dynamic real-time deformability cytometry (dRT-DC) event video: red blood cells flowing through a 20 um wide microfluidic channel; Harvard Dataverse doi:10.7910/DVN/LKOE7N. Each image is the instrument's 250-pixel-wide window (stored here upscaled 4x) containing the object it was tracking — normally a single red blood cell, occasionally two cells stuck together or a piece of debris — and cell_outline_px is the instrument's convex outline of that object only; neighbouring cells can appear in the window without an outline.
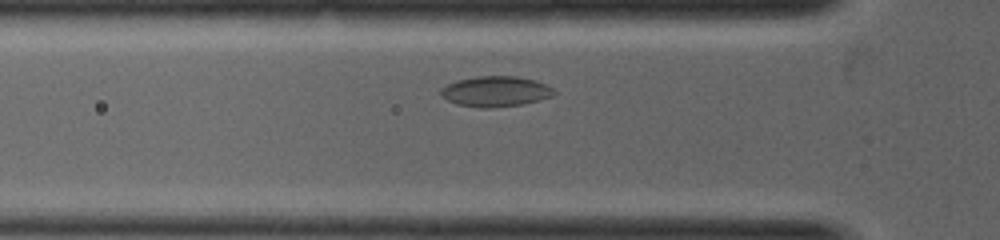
{"species": "common noctule bat (a hibernating species)", "species_latin": "Nyctalus noctula", "temperature_condition": "warm", "stored_images_in_passage": 3, "camera_frame_rate_fps": 5000, "um_per_image_px": 0.085, "animal": {"sex": "female", "body_mass_g": 19.0, "forearm_length_mm": 53.3}, "frame": {"image": 1, "passage_image": 3, "time_ms": 2.0, "image_size_px": [1000, 240], "cell_outline_px": [[556, 92], [552, 96], [540, 100], [524, 104], [488, 108], [480, 108], [456, 104], [440, 96], [440, 88], [456, 80], [476, 76], [516, 76], [536, 80], [552, 88]], "centroid_in_image_um": [42.1, 7.77], "position_along_channel_um": 83.7, "area_um2": 20.23}}